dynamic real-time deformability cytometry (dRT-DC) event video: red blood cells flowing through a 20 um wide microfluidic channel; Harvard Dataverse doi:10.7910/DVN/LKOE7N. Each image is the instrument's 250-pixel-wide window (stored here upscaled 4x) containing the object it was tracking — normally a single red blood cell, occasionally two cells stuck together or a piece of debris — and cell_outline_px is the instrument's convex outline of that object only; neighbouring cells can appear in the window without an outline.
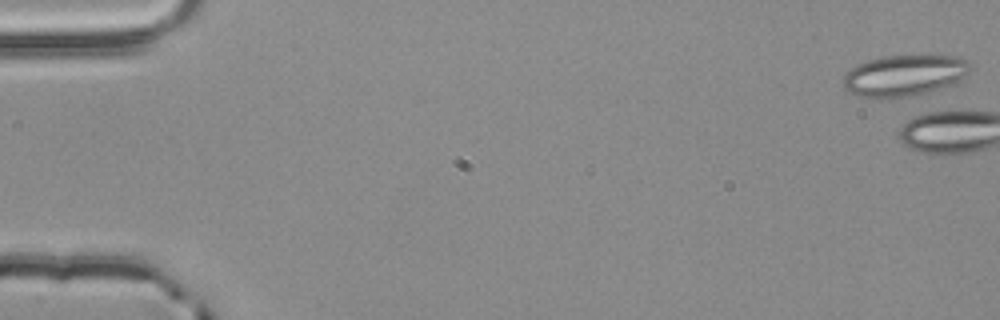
{"species": "common noctule bat (a hibernating species)", "species_latin": "Nyctalus noctula", "temperature_condition": "room temperature", "stored_images_in_passage": 5, "camera_frame_rate_fps": 3000, "um_per_image_px": 0.085, "animal": {"sex": "male", "body_mass_g": 20.4}, "frame": {"image": 1, "passage_image": 1, "time_ms": 0.0, "image_size_px": [1000, 320], "cell_outline_px": [[972, 68], [964, 76], [940, 88], [908, 96], [880, 100], [856, 96], [848, 92], [844, 88], [844, 76], [856, 64], [868, 60], [884, 56], [960, 56], [968, 60]], "centroid_in_image_um": [76.8, 6.43], "position_along_channel_um": 8.2, "area_um2": 30.4}}